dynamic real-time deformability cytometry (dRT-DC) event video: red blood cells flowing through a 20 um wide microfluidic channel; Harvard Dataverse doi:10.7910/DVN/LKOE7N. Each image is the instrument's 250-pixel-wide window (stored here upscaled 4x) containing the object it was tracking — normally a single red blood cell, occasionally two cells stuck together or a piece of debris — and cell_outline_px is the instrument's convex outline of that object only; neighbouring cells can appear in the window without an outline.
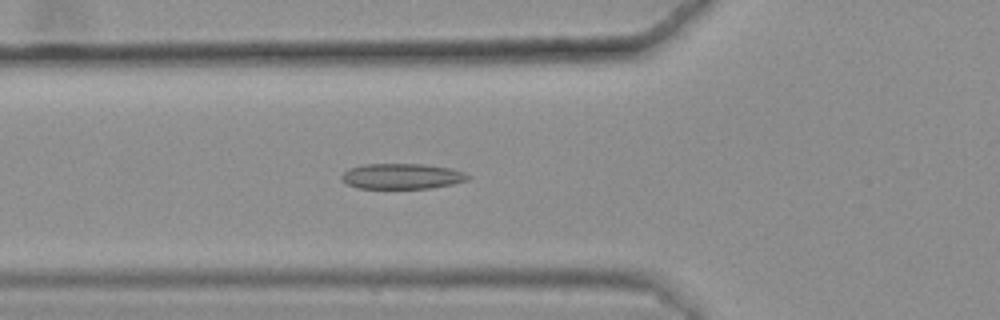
{"species": "common noctule bat (a hibernating species)", "species_latin": "Nyctalus noctula", "temperature_condition": "warm", "stored_images_in_passage": 36, "camera_frame_rate_fps": 3000, "um_per_image_px": 0.085, "animal": {"sex": "female", "body_mass_g": 25.1}, "frame": {"image": 1, "passage_image": 8, "time_ms": 2.333, "image_size_px": [1000, 320], "cell_outline_px": [[468, 180], [452, 184], [428, 188], [356, 188], [340, 180], [340, 176], [348, 168], [364, 164], [424, 164], [452, 168], [464, 172], [468, 176]], "centroid_in_image_um": [34.12, 14.97], "position_along_channel_um": 91.7, "area_um2": 18.79}}
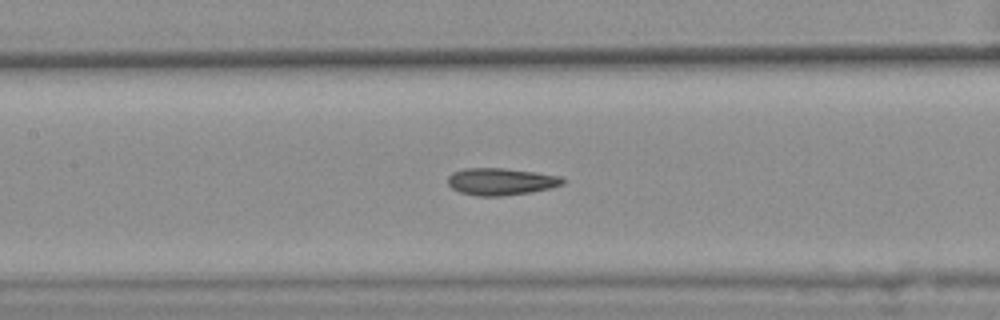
{"frame": {"image": 2, "passage_image": 14, "time_ms": 4.333, "image_size_px": [1000, 320], "cell_outline_px": [[568, 180], [564, 184], [552, 188], [532, 192], [504, 196], [476, 196], [460, 192], [452, 188], [448, 184], [448, 176], [452, 172], [464, 168], [504, 168], [536, 172], [560, 176]], "centroid_in_image_um": [42.61, 15.43], "position_along_channel_um": 164.8, "area_um2": 18.44}}
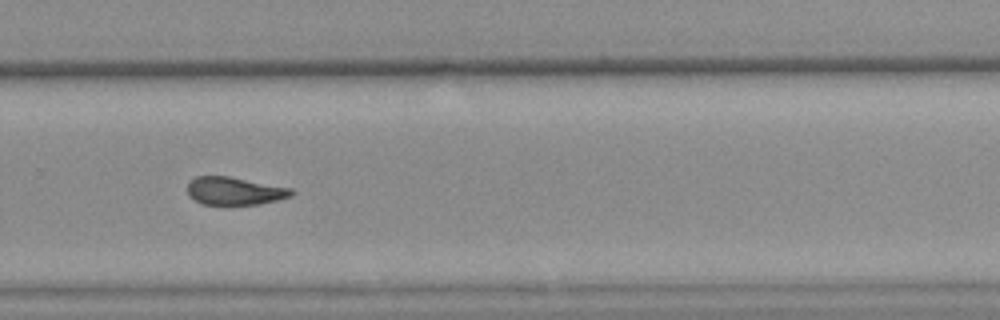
{"frame": {"image": 3, "passage_image": 26, "time_ms": 8.333, "image_size_px": [1000, 320], "cell_outline_px": [[296, 192], [292, 196], [260, 204], [224, 208], [200, 204], [188, 192], [188, 180], [196, 176], [228, 176], [292, 188]], "centroid_in_image_um": [19.93, 16.28], "position_along_channel_um": 309.9, "area_um2": 17.69}, "authors_computed_cell_mechanics": {"area_um2": 17.8024, "velocity_mm_per_s": 3.639, "shape_relaxation_time_tau1_ms": null, "shape_relaxation_time_tau2_ms": 2.6028, "deformation_change_tau1": null, "deformation_change_tau2": 0.1121}}